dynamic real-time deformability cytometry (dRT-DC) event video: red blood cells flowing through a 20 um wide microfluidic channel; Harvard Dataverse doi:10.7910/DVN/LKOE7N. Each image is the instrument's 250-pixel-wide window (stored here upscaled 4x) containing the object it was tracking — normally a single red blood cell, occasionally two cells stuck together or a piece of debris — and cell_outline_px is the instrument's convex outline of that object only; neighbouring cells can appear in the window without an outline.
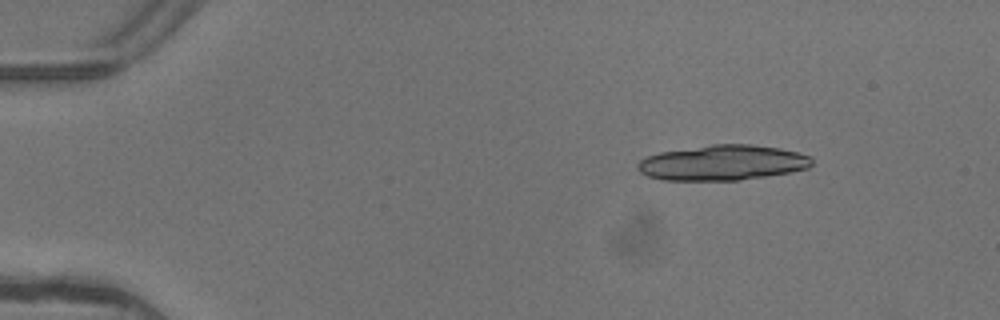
{"species": "common noctule bat (a hibernating species)", "species_latin": "Nyctalus noctula", "temperature_condition": "warm", "stored_images_in_passage": 5, "camera_frame_rate_fps": 3000, "um_per_image_px": 0.085, "animal": {"sex": "female"}, "frame": {"image": 1, "passage_image": 2, "time_ms": 0.333, "image_size_px": [1000, 320], "cell_outline_px": [[812, 164], [808, 168], [788, 172], [740, 180], [664, 180], [648, 176], [640, 172], [636, 168], [636, 164], [640, 160], [648, 156], [660, 152], [712, 144], [748, 144], [780, 148], [796, 152], [808, 156], [812, 160]], "centroid_in_image_um": [61.38, 13.83], "position_along_channel_um": 23.6, "area_um2": 35.55}}